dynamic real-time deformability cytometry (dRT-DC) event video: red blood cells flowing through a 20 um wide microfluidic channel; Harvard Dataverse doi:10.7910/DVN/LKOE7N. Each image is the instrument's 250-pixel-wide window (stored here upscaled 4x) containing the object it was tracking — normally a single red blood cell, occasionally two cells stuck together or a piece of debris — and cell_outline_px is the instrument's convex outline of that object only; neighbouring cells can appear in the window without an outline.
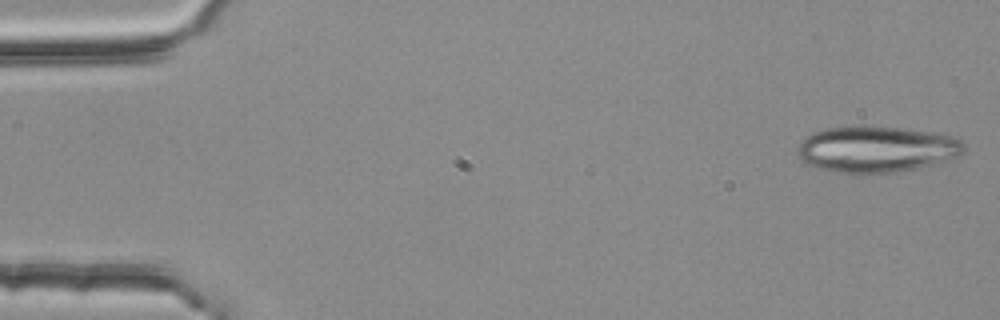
{"species": "common noctule bat (a hibernating species)", "species_latin": "Nyctalus noctula", "temperature_condition": "room temperature", "stored_images_in_passage": 15, "camera_frame_rate_fps": 3000, "um_per_image_px": 0.085, "animal": {"sex": "female", "body_mass_g": 25.1}, "frame": {"image": 1, "passage_image": 1, "time_ms": 0.0, "image_size_px": [1000, 320], "cell_outline_px": [[964, 152], [956, 156], [932, 164], [916, 168], [896, 172], [840, 172], [816, 168], [800, 160], [796, 152], [796, 148], [800, 140], [812, 132], [828, 128], [868, 124], [904, 128], [952, 136], [960, 140], [964, 144]], "centroid_in_image_um": [74.42, 12.65], "position_along_channel_um": 10.6, "area_um2": 44.91}}